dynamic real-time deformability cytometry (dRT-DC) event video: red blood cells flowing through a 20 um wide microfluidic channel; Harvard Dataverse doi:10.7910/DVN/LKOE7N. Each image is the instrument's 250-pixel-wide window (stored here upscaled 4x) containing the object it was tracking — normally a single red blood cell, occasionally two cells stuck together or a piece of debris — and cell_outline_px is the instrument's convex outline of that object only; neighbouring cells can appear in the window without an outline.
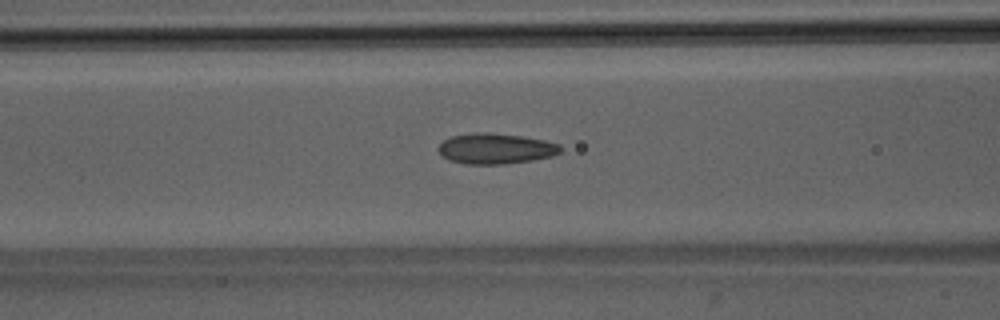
{"species": "Egyptian fruit bat (a non-hibernating species)", "species_latin": "Rousettus aegyptiacus", "temperature_condition": "room temperature", "stored_images_in_passage": 46, "camera_frame_rate_fps": 3000, "um_per_image_px": 0.085, "animal": {"sex": "male"}, "frame": {"image": 1, "passage_image": 21, "time_ms": 6.667, "image_size_px": [1000, 320], "cell_outline_px": [[560, 152], [552, 156], [532, 160], [504, 164], [464, 164], [448, 160], [436, 148], [444, 140], [452, 136], [476, 132], [488, 132], [520, 136], [544, 140], [560, 144]], "centroid_in_image_um": [42.11, 12.63], "position_along_channel_um": 124.5, "area_um2": 21.68}}
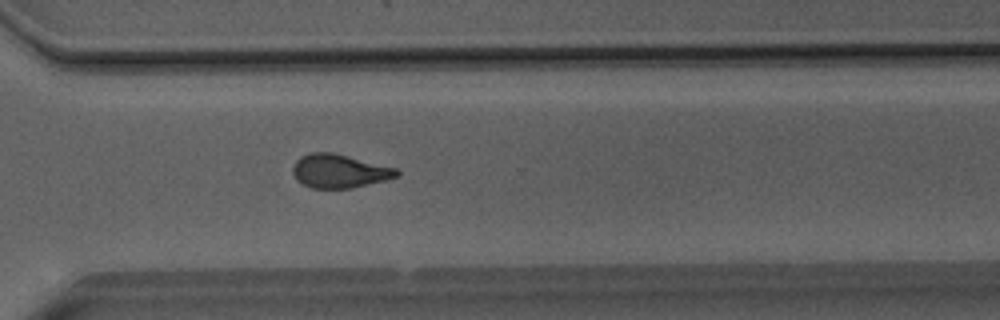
{"frame": {"image": 2, "passage_image": 37, "time_ms": 12.0, "image_size_px": [1000, 320], "cell_outline_px": [[400, 172], [396, 176], [384, 180], [352, 188], [312, 188], [296, 180], [292, 172], [292, 168], [296, 160], [300, 156], [312, 152], [332, 152], [396, 168]], "centroid_in_image_um": [28.8, 14.53], "position_along_channel_um": 341.8, "area_um2": 20.17}}
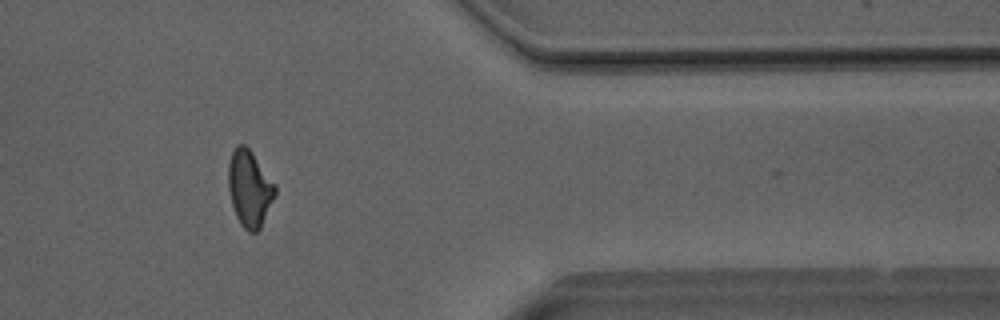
{"frame": {"image": 3, "passage_image": 42, "time_ms": 13.667, "image_size_px": [1000, 320], "cell_outline_px": [[276, 192], [260, 228], [256, 232], [248, 232], [240, 224], [236, 216], [232, 204], [228, 188], [228, 164], [232, 152], [236, 144], [244, 144], [252, 152], [276, 184]], "centroid_in_image_um": [21.2, 16.0], "position_along_channel_um": 390.2, "area_um2": 20.75}, "authors_computed_cell_mechanics": {"area_um2": 21.3282, "velocity_mm_per_s": 4.0828, "shape_relaxation_time_tau1_ms": null, "shape_relaxation_time_tau2_ms": 1.5827, "deformation_change_tau1": null, "deformation_change_tau2": 0.0756}}